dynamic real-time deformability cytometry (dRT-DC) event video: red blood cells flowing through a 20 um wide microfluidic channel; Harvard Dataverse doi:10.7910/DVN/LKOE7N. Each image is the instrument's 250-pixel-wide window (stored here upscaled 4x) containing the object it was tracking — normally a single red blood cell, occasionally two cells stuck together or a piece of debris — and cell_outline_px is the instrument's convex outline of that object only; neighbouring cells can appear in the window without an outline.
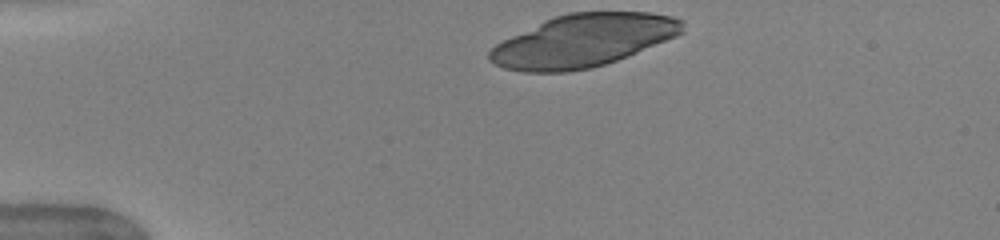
{"species": "human", "species_latin": "Homo sapiens", "temperature_condition": "warm", "stored_images_in_passage": 36, "camera_frame_rate_fps": 3000, "um_per_image_px": 0.085, "donor": {"sex": "female"}, "frame": {"image": 1, "passage_image": 1, "time_ms": 0.0, "image_size_px": [1000, 240], "cell_outline_px": [[684, 32], [676, 36], [616, 60], [604, 64], [588, 68], [568, 72], [524, 72], [504, 68], [488, 60], [488, 52], [496, 44], [544, 20], [568, 12], [648, 12], [672, 16], [684, 20]], "centroid_in_image_um": [49.57, 3.45], "position_along_channel_um": 35.4, "area_um2": 58.72}}